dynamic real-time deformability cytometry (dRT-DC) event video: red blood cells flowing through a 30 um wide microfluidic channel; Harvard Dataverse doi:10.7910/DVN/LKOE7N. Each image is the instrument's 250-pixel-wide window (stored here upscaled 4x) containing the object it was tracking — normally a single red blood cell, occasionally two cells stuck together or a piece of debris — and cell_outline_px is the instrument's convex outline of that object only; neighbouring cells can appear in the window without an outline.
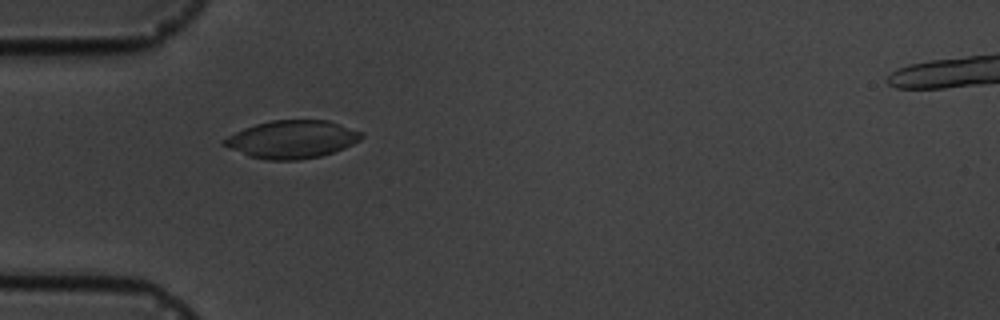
{"species": "common noctule bat (a hibernating species)", "species_latin": "Nyctalus noctula", "temperature_condition": "cold", "stored_images_in_passage": 6, "camera_frame_rate_fps": 3000, "um_per_image_px": 0.085, "animal": {"sex": "male", "body_mass_g": 19.5, "forearm_length_mm": 54.6}, "frame": {"image": 1, "passage_image": 4, "time_ms": 4.0, "image_size_px": [1000, 320], "cell_outline_px": [[364, 136], [360, 140], [344, 148], [320, 156], [300, 160], [264, 160], [248, 156], [228, 148], [220, 144], [220, 140], [244, 128], [256, 124], [272, 120], [328, 120], [364, 132]], "centroid_in_image_um": [24.8, 11.85], "position_along_channel_um": 60.2, "area_um2": 30.52}}
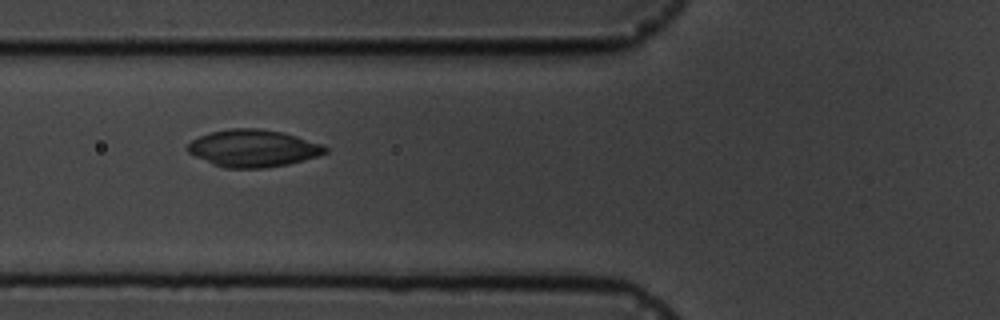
{"frame": {"image": 2, "passage_image": 5, "time_ms": 5.333, "image_size_px": [1000, 320], "cell_outline_px": [[328, 152], [304, 160], [288, 164], [264, 168], [224, 168], [212, 164], [188, 152], [184, 148], [192, 140], [200, 136], [212, 132], [232, 128], [256, 128], [284, 132], [324, 144], [328, 148]], "centroid_in_image_um": [21.54, 12.6], "position_along_channel_um": 104.3, "area_um2": 29.94}}
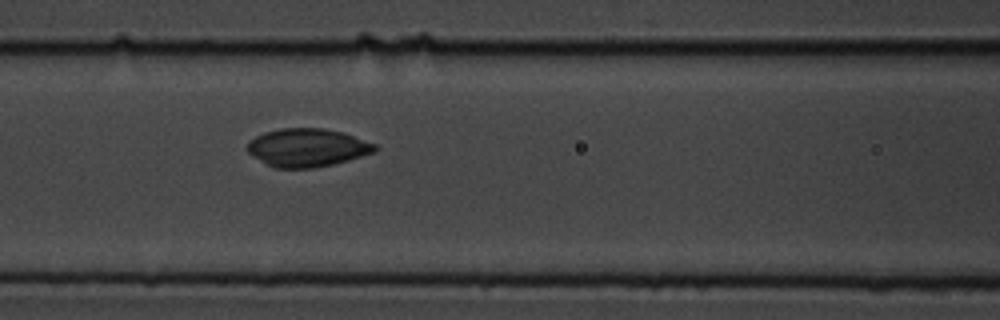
{"frame": {"image": 3, "passage_image": 6, "time_ms": 6.333, "image_size_px": [1000, 320], "cell_outline_px": [[380, 148], [376, 152], [348, 160], [332, 164], [312, 168], [276, 168], [268, 164], [248, 152], [248, 140], [264, 132], [280, 128], [324, 128], [344, 132], [376, 144]], "centroid_in_image_um": [26.16, 12.53], "position_along_channel_um": 140.4, "area_um2": 28.38}}